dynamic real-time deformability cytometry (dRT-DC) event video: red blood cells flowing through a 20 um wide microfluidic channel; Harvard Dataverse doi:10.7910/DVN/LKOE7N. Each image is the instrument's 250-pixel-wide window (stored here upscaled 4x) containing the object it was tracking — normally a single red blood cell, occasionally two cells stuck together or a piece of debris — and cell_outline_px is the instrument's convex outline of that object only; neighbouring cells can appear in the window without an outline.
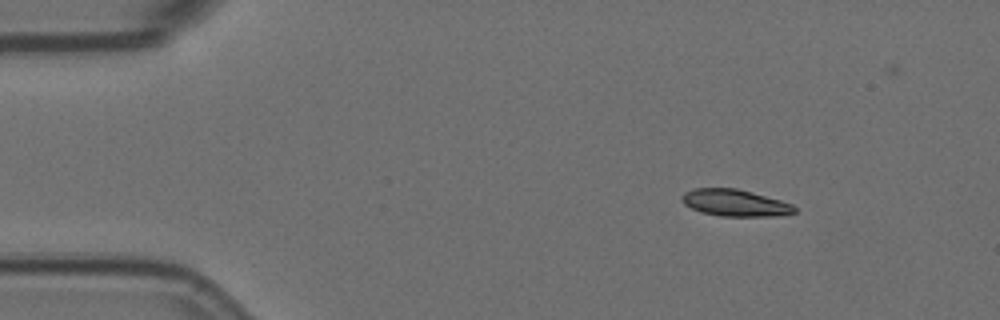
{"species": "Egyptian fruit bat (a non-hibernating species)", "species_latin": "Rousettus aegyptiacus", "temperature_condition": "room temperature", "stored_images_in_passage": 5, "camera_frame_rate_fps": 3000, "um_per_image_px": 0.085, "animal": {"sex": "female"}, "frame": {"image": 1, "passage_image": 1, "time_ms": 0.0, "image_size_px": [1000, 320], "cell_outline_px": [[796, 212], [776, 216], [720, 216], [700, 212], [684, 204], [680, 200], [680, 196], [684, 192], [696, 188], [736, 188], [752, 192], [780, 200], [792, 204], [796, 208]], "centroid_in_image_um": [62.44, 17.24], "position_along_channel_um": 22.6, "area_um2": 17.63}}
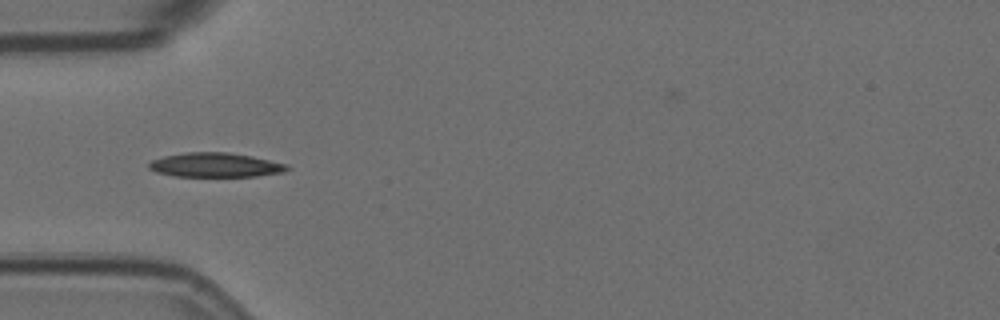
{"frame": {"image": 2, "passage_image": 4, "time_ms": 1.0, "image_size_px": [1000, 320], "cell_outline_px": [[292, 168], [284, 172], [256, 176], [172, 176], [156, 172], [148, 168], [148, 164], [152, 160], [164, 156], [188, 152], [228, 152], [252, 156], [288, 164]], "centroid_in_image_um": [18.33, 14.02], "position_along_channel_um": 66.7, "area_um2": 19.65}}
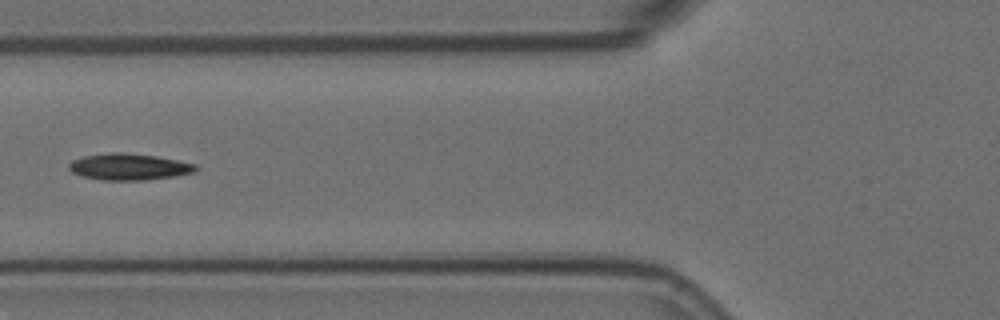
{"frame": {"image": 3, "passage_image": 5, "time_ms": 1.333, "image_size_px": [1000, 320], "cell_outline_px": [[200, 168], [196, 172], [176, 176], [144, 180], [100, 180], [84, 176], [72, 172], [68, 168], [68, 164], [72, 160], [84, 156], [112, 152], [124, 152], [156, 156], [196, 164]], "centroid_in_image_um": [10.99, 14.18], "position_along_channel_um": 114.8, "area_um2": 19.65}}